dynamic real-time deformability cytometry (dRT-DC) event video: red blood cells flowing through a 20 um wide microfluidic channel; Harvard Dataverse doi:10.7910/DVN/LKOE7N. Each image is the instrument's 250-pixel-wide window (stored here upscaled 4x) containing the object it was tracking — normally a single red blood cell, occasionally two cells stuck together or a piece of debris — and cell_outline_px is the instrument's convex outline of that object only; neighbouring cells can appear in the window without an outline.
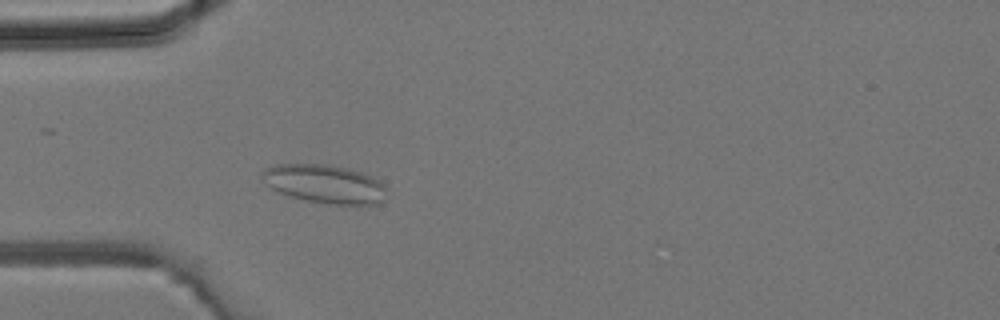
{"species": "common noctule bat (a hibernating species)", "species_latin": "Nyctalus noctula", "temperature_condition": "room temperature", "stored_images_in_passage": 2, "camera_frame_rate_fps": 3000, "um_per_image_px": 0.085, "animal": {"sex": "male", "body_mass_g": 19.2, "forearm_length_mm": 51.8}, "frame": {"image": 1, "passage_image": 2, "time_ms": 0.333, "image_size_px": [1000, 320], "cell_outline_px": [[388, 200], [380, 204], [328, 204], [308, 200], [292, 196], [280, 192], [272, 188], [268, 184], [260, 172], [264, 168], [276, 164], [328, 164], [360, 172], [380, 180], [388, 188]], "centroid_in_image_um": [27.69, 15.64], "position_along_channel_um": 57.3, "area_um2": 28.03}}